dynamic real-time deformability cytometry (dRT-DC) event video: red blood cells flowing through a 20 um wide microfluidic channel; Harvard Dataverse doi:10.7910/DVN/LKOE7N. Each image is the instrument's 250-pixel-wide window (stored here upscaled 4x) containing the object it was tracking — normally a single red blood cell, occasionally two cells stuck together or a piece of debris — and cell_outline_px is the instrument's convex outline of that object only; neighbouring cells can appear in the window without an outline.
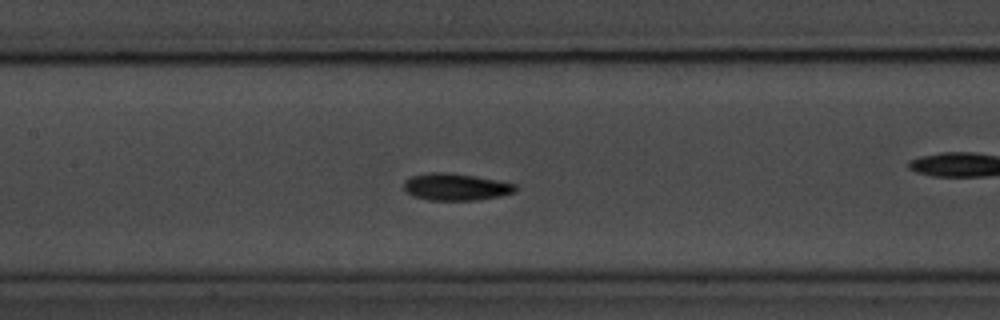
{"species": "common noctule bat (a hibernating species)", "species_latin": "Nyctalus noctula", "temperature_condition": "room temperature", "stored_images_in_passage": 56, "camera_frame_rate_fps": 3000, "um_per_image_px": 0.085, "animal": {"sex": "male", "body_mass_g": 20.1, "forearm_length_mm": 53.5}, "frame": {"image": 1, "passage_image": 25, "time_ms": 8.0, "image_size_px": [1000, 320], "cell_outline_px": [[516, 192], [500, 196], [476, 200], [428, 200], [412, 196], [404, 188], [404, 180], [412, 176], [432, 172], [444, 172], [476, 176], [516, 184]], "centroid_in_image_um": [38.74, 15.89], "position_along_channel_um": 168.7, "area_um2": 17.51}, "authors_computed_cell_mechanics": {"area_um2": 16.7331, "velocity_mm_per_s": 3.6424, "shape_relaxation_time_tau1_ms": 2.4015, "shape_relaxation_time_tau2_ms": 3.6839, "deformation_change_tau1": 0.1149, "deformation_change_tau2": 0.0602}}